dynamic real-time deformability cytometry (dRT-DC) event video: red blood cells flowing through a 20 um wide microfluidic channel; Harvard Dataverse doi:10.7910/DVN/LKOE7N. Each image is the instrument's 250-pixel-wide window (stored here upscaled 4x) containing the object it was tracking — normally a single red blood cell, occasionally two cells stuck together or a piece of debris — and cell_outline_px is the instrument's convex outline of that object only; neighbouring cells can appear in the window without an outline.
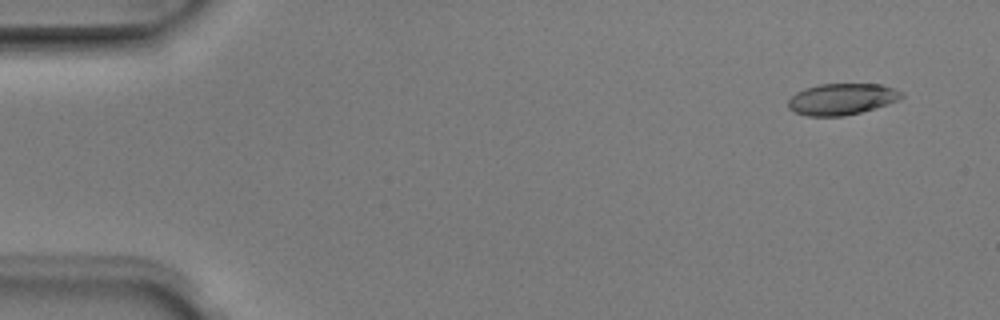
{"species": "Egyptian fruit bat (a non-hibernating species)", "species_latin": "Rousettus aegyptiacus", "temperature_condition": "room temperature", "stored_images_in_passage": 4, "camera_frame_rate_fps": 3000, "um_per_image_px": 0.085, "animal": {"sex": "male"}, "frame": {"image": 1, "passage_image": 1, "time_ms": 0.0, "image_size_px": [1000, 320], "cell_outline_px": [[904, 96], [900, 100], [860, 112], [844, 116], [808, 116], [796, 112], [788, 108], [788, 100], [796, 92], [804, 88], [820, 84], [880, 84], [904, 92]], "centroid_in_image_um": [71.55, 8.42], "position_along_channel_um": 13.4, "area_um2": 20.69}}
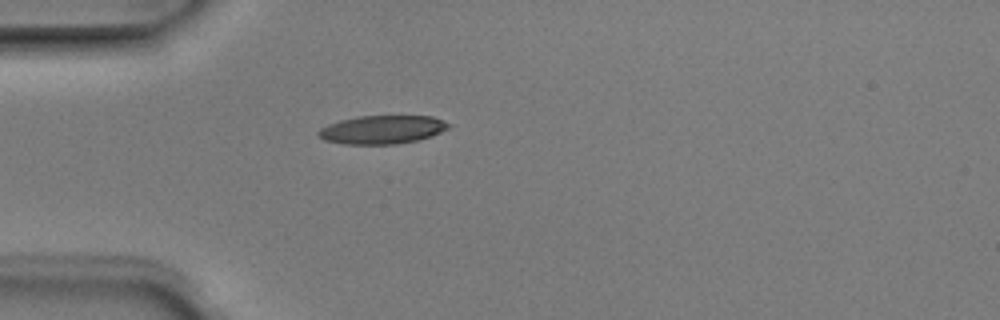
{"frame": {"image": 2, "passage_image": 4, "time_ms": 1.0, "image_size_px": [1000, 320], "cell_outline_px": [[452, 124], [448, 128], [432, 136], [416, 140], [396, 144], [344, 144], [324, 140], [316, 136], [316, 132], [320, 128], [328, 124], [340, 120], [360, 116], [432, 116]], "centroid_in_image_um": [32.45, 11.02], "position_along_channel_um": 52.5, "area_um2": 21.62}}